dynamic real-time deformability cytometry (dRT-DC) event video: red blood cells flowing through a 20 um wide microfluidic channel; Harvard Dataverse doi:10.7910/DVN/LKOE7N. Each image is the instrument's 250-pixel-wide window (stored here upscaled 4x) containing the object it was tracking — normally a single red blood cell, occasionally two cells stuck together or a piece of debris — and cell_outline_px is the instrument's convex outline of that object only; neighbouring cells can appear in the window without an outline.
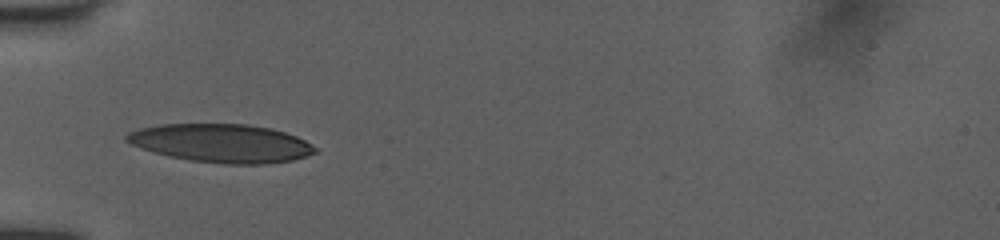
{"species": "human", "species_latin": "Homo sapiens", "temperature_condition": "room temperature", "stored_images_in_passage": 26, "camera_frame_rate_fps": 3000, "um_per_image_px": 0.085, "donor": {"sex": "female"}, "frame": {"image": 1, "passage_image": 1, "time_ms": 0.0, "image_size_px": [1000, 240], "cell_outline_px": [[320, 148], [316, 152], [292, 160], [260, 164], [224, 164], [188, 160], [168, 156], [132, 144], [124, 140], [124, 136], [128, 132], [140, 128], [160, 124], [248, 124], [272, 128], [296, 136]], "centroid_in_image_um": [18.83, 12.17], "position_along_channel_um": 66.2, "area_um2": 42.14}}
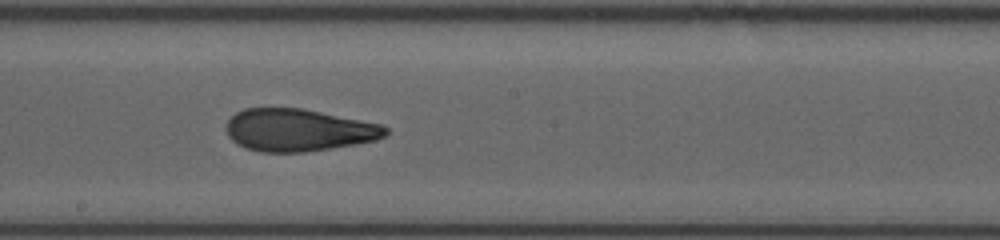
{"frame": {"image": 2, "passage_image": 12, "time_ms": 4.0, "image_size_px": [1000, 240], "cell_outline_px": [[388, 132], [384, 136], [376, 140], [356, 144], [304, 152], [260, 152], [236, 144], [228, 136], [224, 128], [228, 120], [236, 112], [244, 108], [300, 108], [380, 124], [388, 128]], "centroid_in_image_um": [25.32, 11.06], "position_along_channel_um": 222.9, "area_um2": 39.19}}
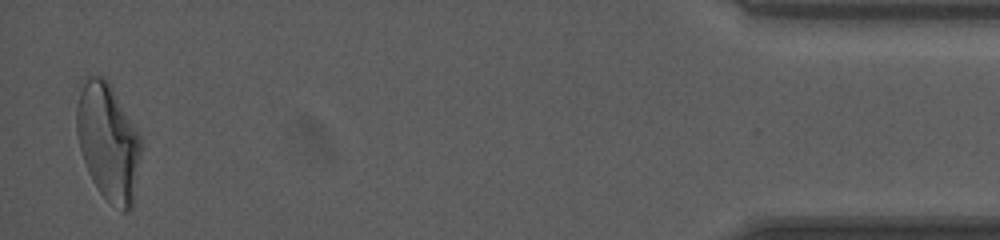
{"frame": {"image": 3, "passage_image": 26, "time_ms": 11.0, "image_size_px": [1000, 240], "cell_outline_px": [[144, 144], [132, 208], [128, 212], [124, 212], [108, 200], [100, 192], [92, 180], [88, 172], [80, 148], [76, 132], [76, 108], [80, 92], [88, 76], [104, 76], [108, 80], [136, 128]], "centroid_in_image_um": [9.23, 12.08], "position_along_channel_um": 426.0, "area_um2": 44.04}, "authors_computed_cell_mechanics": {"area_um2": 40.0843, "velocity_mm_per_s": 3.9934, "shape_relaxation_time_tau1_ms": 7.3833, "shape_relaxation_time_tau2_ms": 1.3368, "deformation_change_tau1": 0.2083, "deformation_change_tau2": 0.0887}}